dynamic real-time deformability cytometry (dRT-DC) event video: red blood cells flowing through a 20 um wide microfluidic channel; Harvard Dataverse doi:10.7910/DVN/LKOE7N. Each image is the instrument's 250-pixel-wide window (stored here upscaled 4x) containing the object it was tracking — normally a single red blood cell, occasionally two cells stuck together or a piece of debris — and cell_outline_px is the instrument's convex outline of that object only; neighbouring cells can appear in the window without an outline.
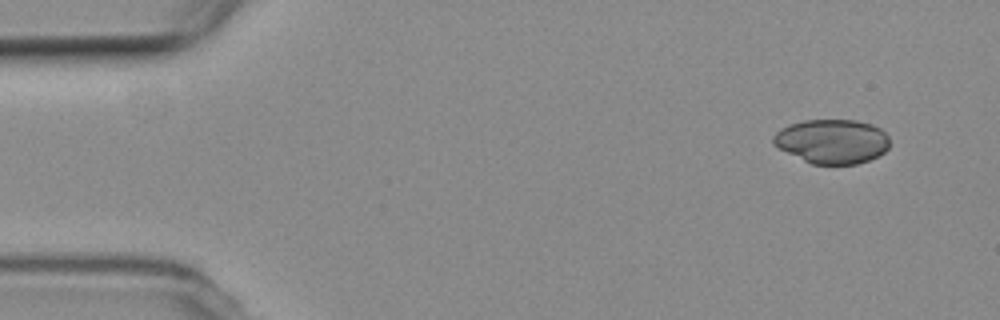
{"species": "common noctule bat (a hibernating species)", "species_latin": "Nyctalus noctula", "temperature_condition": "room temperature", "stored_images_in_passage": 4, "camera_frame_rate_fps": 3000, "um_per_image_px": 0.085, "animal": {"sex": "female", "body_mass_g": 19.3, "forearm_length_mm": 54.1}, "frame": {"image": 1, "passage_image": 1, "time_ms": 0.0, "image_size_px": [1000, 320], "cell_outline_px": [[888, 148], [884, 152], [868, 160], [856, 164], [812, 164], [772, 144], [772, 136], [780, 128], [788, 124], [804, 120], [856, 120], [872, 124], [880, 128], [888, 136]], "centroid_in_image_um": [70.71, 12.0], "position_along_channel_um": 14.3, "area_um2": 29.94}}